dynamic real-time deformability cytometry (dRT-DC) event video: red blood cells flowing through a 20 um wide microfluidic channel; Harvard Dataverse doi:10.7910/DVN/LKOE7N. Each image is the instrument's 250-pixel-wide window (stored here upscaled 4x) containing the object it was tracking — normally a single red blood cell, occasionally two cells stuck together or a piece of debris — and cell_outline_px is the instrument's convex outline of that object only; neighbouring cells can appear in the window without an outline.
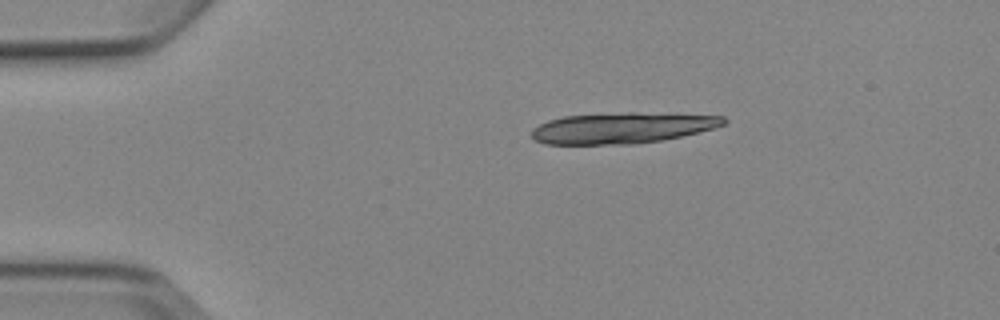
{"species": "Egyptian fruit bat (a non-hibernating species)", "species_latin": "Rousettus aegyptiacus", "temperature_condition": "cold", "stored_images_in_passage": 2, "camera_frame_rate_fps": 3000, "um_per_image_px": 0.085, "animal": {"sex": "female"}, "frame": {"image": 1, "passage_image": 1, "time_ms": 0.0, "image_size_px": [1000, 320], "cell_outline_px": [[728, 120], [724, 124], [716, 128], [664, 140], [636, 144], [544, 144], [532, 140], [532, 128], [548, 120], [564, 116], [628, 112], [636, 112], [724, 116]], "centroid_in_image_um": [52.88, 10.88], "position_along_channel_um": 32.1, "area_um2": 34.85}}